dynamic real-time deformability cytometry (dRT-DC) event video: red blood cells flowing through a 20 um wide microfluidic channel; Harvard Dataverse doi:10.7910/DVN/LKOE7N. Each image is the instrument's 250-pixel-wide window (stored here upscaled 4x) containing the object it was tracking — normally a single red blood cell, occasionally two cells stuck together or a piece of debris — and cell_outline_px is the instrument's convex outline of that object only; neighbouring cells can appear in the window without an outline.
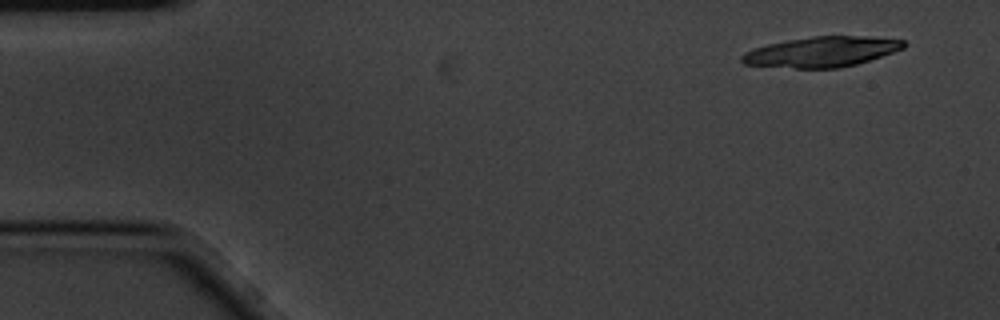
{"species": "common noctule bat (a hibernating species)", "species_latin": "Nyctalus noctula", "temperature_condition": "cold", "stored_images_in_passage": 5, "camera_frame_rate_fps": 3000, "um_per_image_px": 0.085, "animal": {"sex": "male", "body_mass_g": 20.1, "forearm_length_mm": 53.5}, "frame": {"image": 1, "passage_image": 1, "time_ms": 0.0, "image_size_px": [1000, 320], "cell_outline_px": [[908, 44], [904, 48], [856, 64], [840, 68], [796, 68], [744, 64], [740, 60], [740, 56], [744, 52], [752, 48], [768, 44], [788, 40], [812, 36], [872, 36], [904, 40]], "centroid_in_image_um": [69.83, 4.39], "position_along_channel_um": 15.2, "area_um2": 28.55}}